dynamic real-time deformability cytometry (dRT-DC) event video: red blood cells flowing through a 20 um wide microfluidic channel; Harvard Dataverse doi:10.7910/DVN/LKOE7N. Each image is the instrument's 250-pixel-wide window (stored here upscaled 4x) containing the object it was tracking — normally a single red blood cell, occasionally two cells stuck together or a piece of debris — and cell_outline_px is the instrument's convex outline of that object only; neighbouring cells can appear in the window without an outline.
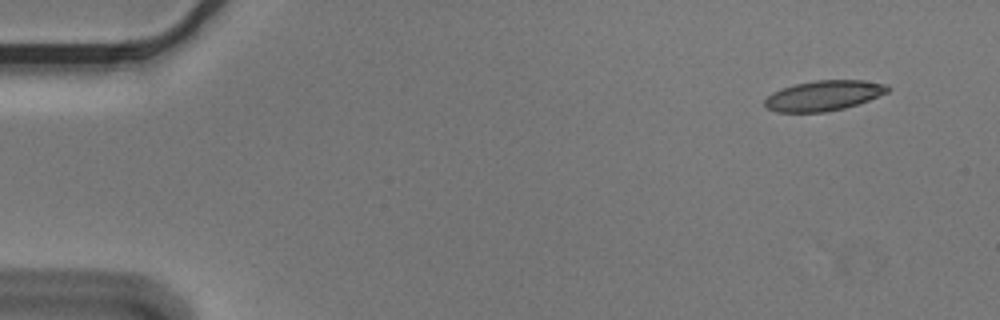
{"species": "Egyptian fruit bat (a non-hibernating species)", "species_latin": "Rousettus aegyptiacus", "temperature_condition": "cold", "stored_images_in_passage": 8, "camera_frame_rate_fps": 3000, "um_per_image_px": 0.085, "animal": {"sex": "male"}, "frame": {"image": 1, "passage_image": 1, "time_ms": 0.0, "image_size_px": [1000, 320], "cell_outline_px": [[892, 88], [888, 92], [868, 100], [844, 108], [824, 112], [776, 112], [764, 108], [764, 100], [772, 92], [796, 84], [816, 80], [864, 80], [888, 84]], "centroid_in_image_um": [70.02, 8.12], "position_along_channel_um": 15.0, "area_um2": 21.68}}
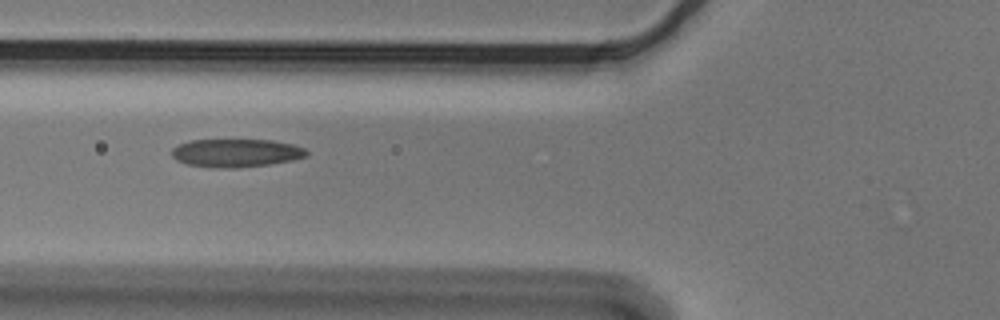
{"frame": {"image": 2, "passage_image": 6, "time_ms": 1.667, "image_size_px": [1000, 320], "cell_outline_px": [[308, 156], [292, 160], [268, 164], [236, 168], [212, 168], [188, 164], [176, 160], [172, 156], [172, 148], [176, 144], [192, 140], [272, 140], [292, 144], [304, 148], [308, 152]], "centroid_in_image_um": [20.04, 13.0], "position_along_channel_um": 105.8, "area_um2": 22.2}}
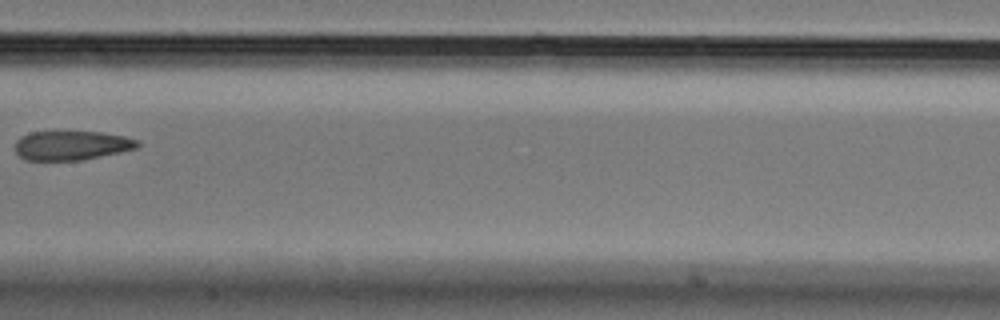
{"frame": {"image": 3, "passage_image": 8, "time_ms": 2.333, "image_size_px": [1000, 320], "cell_outline_px": [[140, 144], [136, 148], [120, 152], [84, 160], [24, 160], [16, 152], [16, 140], [20, 136], [32, 132], [100, 132], [124, 136], [140, 140]], "centroid_in_image_um": [6.09, 12.36], "position_along_channel_um": 201.3, "area_um2": 20.87}}